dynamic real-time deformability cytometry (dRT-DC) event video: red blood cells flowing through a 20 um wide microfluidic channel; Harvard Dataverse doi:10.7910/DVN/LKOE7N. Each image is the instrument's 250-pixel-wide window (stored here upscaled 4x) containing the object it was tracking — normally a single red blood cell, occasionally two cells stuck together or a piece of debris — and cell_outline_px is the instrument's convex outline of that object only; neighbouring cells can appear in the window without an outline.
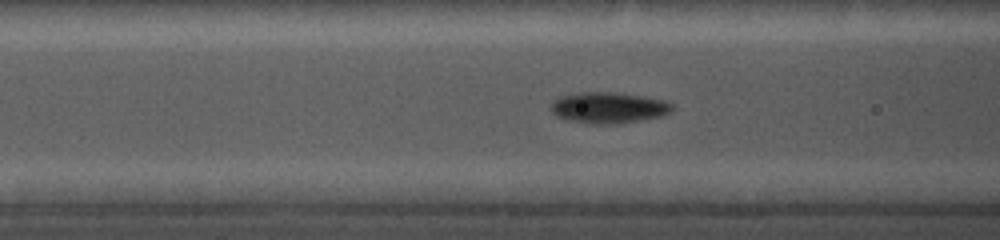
{"species": "common noctule bat (a hibernating species)", "species_latin": "Nyctalus noctula", "temperature_condition": "cold", "stored_images_in_passage": 32, "camera_frame_rate_fps": 5000, "um_per_image_px": 0.085, "animal": {"sex": "female", "body_mass_g": 19.0, "forearm_length_mm": 56.7}, "frame": {"image": 1, "passage_image": 13, "time_ms": 6.4, "image_size_px": [1000, 240], "cell_outline_px": [[672, 112], [664, 116], [620, 124], [588, 124], [564, 120], [556, 116], [548, 108], [552, 100], [560, 96], [580, 92], [612, 92], [640, 96], [664, 100], [672, 104]], "centroid_in_image_um": [51.67, 9.17], "position_along_channel_um": 114.9, "area_um2": 22.43}}
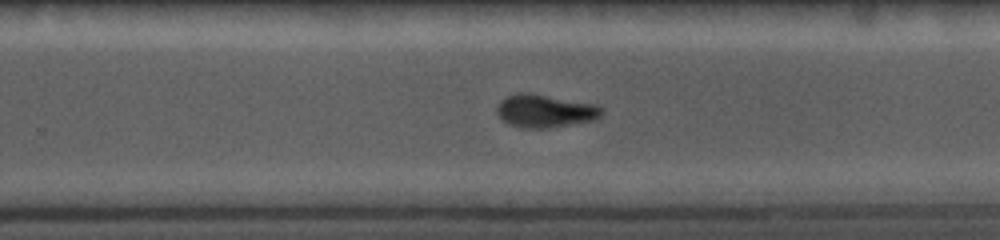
{"frame": {"image": 2, "passage_image": 22, "time_ms": 10.8, "image_size_px": [1000, 240], "cell_outline_px": [[604, 112], [596, 120], [548, 128], [524, 128], [508, 124], [496, 112], [496, 104], [500, 100], [508, 96], [520, 92], [532, 92], [600, 104], [604, 108]], "centroid_in_image_um": [46.38, 9.41], "position_along_channel_um": 283.4, "area_um2": 20.75}}
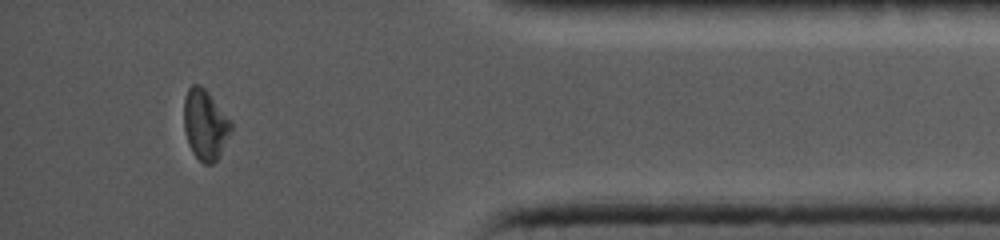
{"frame": {"image": 3, "passage_image": 30, "time_ms": 14.8, "image_size_px": [1000, 240], "cell_outline_px": [[232, 128], [220, 156], [212, 164], [204, 164], [192, 152], [188, 144], [184, 132], [184, 100], [188, 88], [192, 84], [200, 84], [208, 92], [232, 120]], "centroid_in_image_um": [17.44, 10.59], "position_along_channel_um": 417.8, "area_um2": 19.48}}